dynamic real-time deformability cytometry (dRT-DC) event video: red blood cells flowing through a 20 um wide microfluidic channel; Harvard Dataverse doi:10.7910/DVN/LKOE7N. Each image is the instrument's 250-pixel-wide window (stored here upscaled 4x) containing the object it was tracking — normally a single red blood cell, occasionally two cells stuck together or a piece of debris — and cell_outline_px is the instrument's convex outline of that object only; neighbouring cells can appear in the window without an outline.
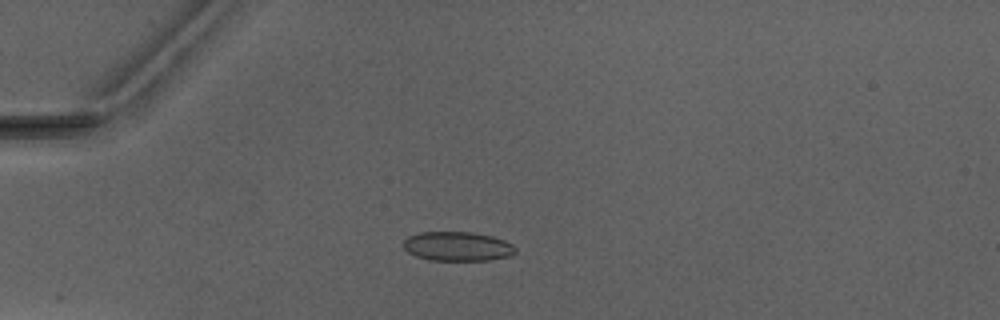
{"species": "Egyptian fruit bat (a non-hibernating species)", "species_latin": "Rousettus aegyptiacus", "temperature_condition": "warm", "stored_images_in_passage": 7, "camera_frame_rate_fps": 3000, "um_per_image_px": 0.085, "animal": {"sex": "male"}, "frame": {"image": 1, "passage_image": 4, "time_ms": 4.667, "image_size_px": [1000, 320], "cell_outline_px": [[516, 252], [508, 256], [492, 260], [428, 260], [416, 256], [408, 252], [404, 248], [404, 240], [408, 236], [420, 232], [472, 232], [492, 236], [504, 240], [512, 244], [516, 248]], "centroid_in_image_um": [38.89, 20.94], "position_along_channel_um": 46.1, "area_um2": 19.13}}
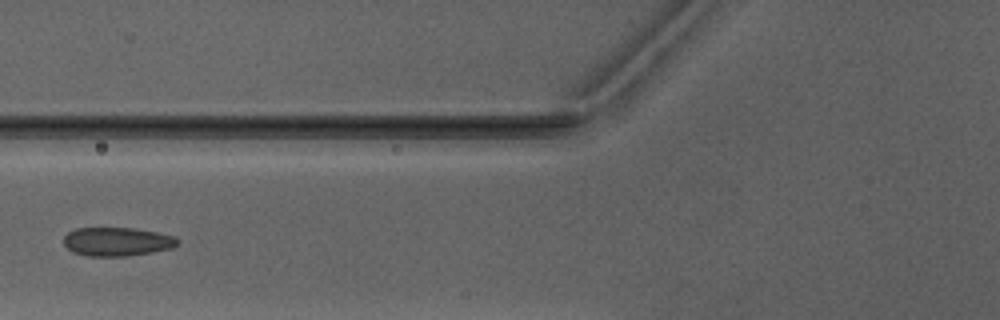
{"frame": {"image": 2, "passage_image": 6, "time_ms": 7.0, "image_size_px": [1000, 320], "cell_outline_px": [[180, 240], [172, 248], [152, 252], [128, 256], [88, 256], [72, 252], [64, 244], [64, 236], [68, 232], [76, 228], [132, 228], [156, 232], [176, 236]], "centroid_in_image_um": [9.95, 20.54], "position_along_channel_um": 115.8, "area_um2": 19.07}}
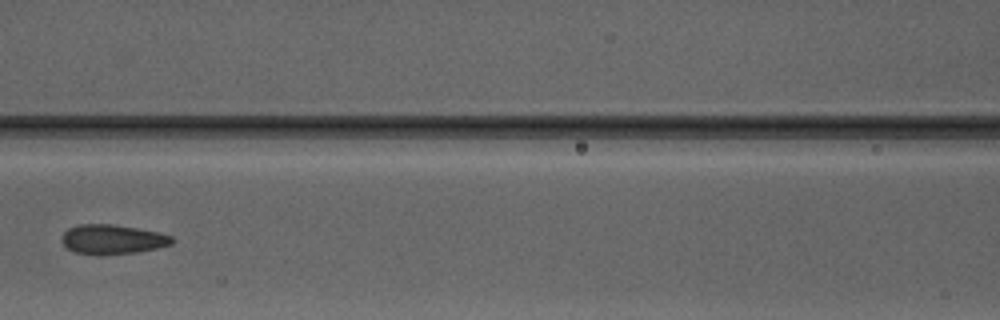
{"frame": {"image": 3, "passage_image": 7, "time_ms": 8.0, "image_size_px": [1000, 320], "cell_outline_px": [[172, 244], [156, 248], [136, 252], [100, 256], [76, 252], [68, 248], [60, 240], [64, 232], [68, 228], [80, 224], [112, 224], [160, 232], [172, 236]], "centroid_in_image_um": [9.54, 20.35], "position_along_channel_um": 157.1, "area_um2": 19.02}}